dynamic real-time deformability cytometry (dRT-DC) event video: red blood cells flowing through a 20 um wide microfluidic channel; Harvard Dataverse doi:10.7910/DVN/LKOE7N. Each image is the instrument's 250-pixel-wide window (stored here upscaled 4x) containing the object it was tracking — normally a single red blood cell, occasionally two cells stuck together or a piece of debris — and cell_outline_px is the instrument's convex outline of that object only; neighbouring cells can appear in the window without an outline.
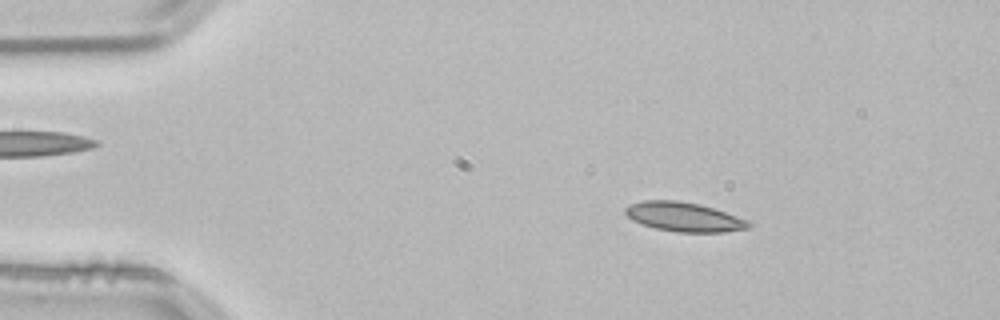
{"species": "common noctule bat (a hibernating species)", "species_latin": "Nyctalus noctula", "temperature_condition": "room temperature", "stored_images_in_passage": 52, "camera_frame_rate_fps": 3000, "um_per_image_px": 0.085, "animal": {"sex": "male", "body_mass_g": 21.5, "forearm_length_mm": 52.0}, "frame": {"image": 1, "passage_image": 8, "time_ms": 2.333, "image_size_px": [1000, 320], "cell_outline_px": [[752, 224], [748, 228], [724, 232], [676, 232], [656, 228], [632, 220], [624, 212], [624, 208], [632, 204], [644, 200], [676, 200], [700, 204], [748, 220]], "centroid_in_image_um": [58.13, 18.43], "position_along_channel_um": 26.9, "area_um2": 20.81}}
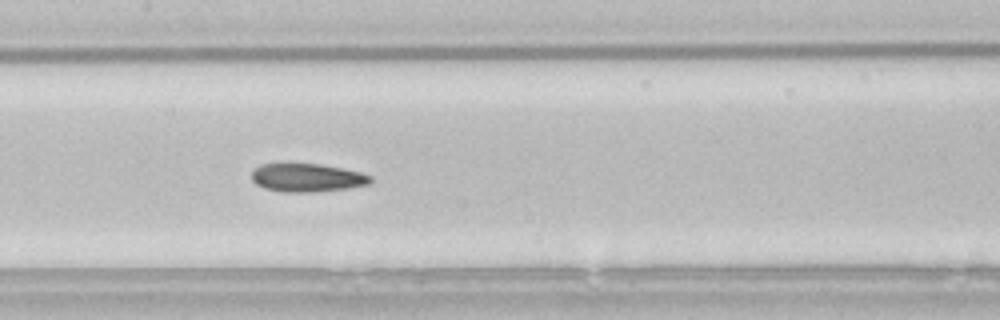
{"frame": {"image": 2, "passage_image": 25, "time_ms": 8.0, "image_size_px": [1000, 320], "cell_outline_px": [[372, 180], [368, 184], [344, 188], [312, 192], [284, 192], [264, 188], [256, 184], [252, 180], [252, 172], [260, 164], [320, 164], [360, 172], [372, 176]], "centroid_in_image_um": [26.08, 15.1], "position_along_channel_um": 181.3, "area_um2": 19.31}}
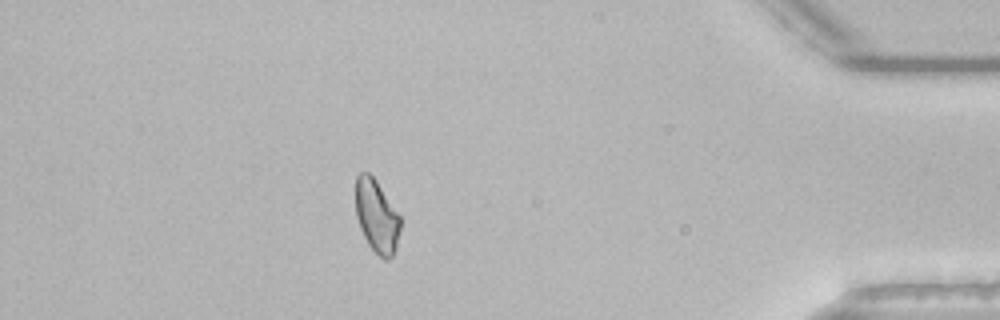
{"frame": {"image": 3, "passage_image": 46, "time_ms": 15.0, "image_size_px": [1000, 320], "cell_outline_px": [[400, 228], [396, 248], [392, 256], [388, 260], [384, 260], [368, 244], [360, 228], [356, 216], [356, 176], [360, 172], [368, 172], [376, 180], [400, 216]], "centroid_in_image_um": [32.01, 18.38], "position_along_channel_um": 403.2, "area_um2": 18.84}, "authors_computed_cell_mechanics": {"area_um2": 20.0566, "velocity_mm_per_s": 3.832, "shape_relaxation_time_tau1_ms": 11.3316, "shape_relaxation_time_tau2_ms": 5.6015, "deformation_change_tau1": 0.217, "deformation_change_tau2": 0.1268}}